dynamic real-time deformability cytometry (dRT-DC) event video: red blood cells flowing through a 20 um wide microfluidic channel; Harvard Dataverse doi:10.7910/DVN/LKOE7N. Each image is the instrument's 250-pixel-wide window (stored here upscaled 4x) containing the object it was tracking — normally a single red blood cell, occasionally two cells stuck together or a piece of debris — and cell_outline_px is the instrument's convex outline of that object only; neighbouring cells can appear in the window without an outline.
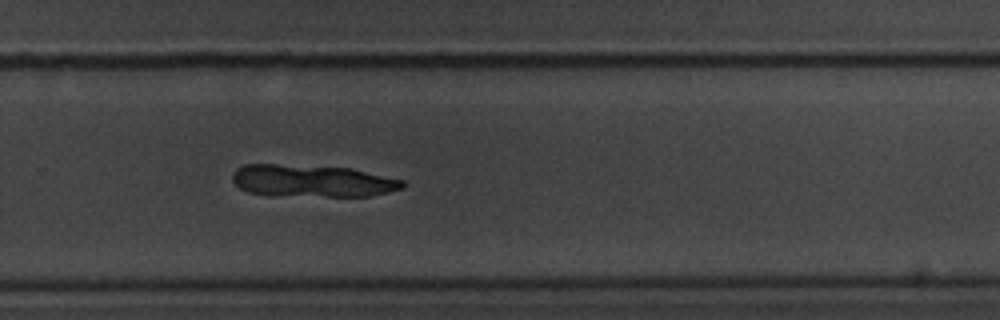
{"species": "common noctule bat (a hibernating species)", "species_latin": "Nyctalus noctula", "temperature_condition": "room temperature", "stored_images_in_passage": 50, "camera_frame_rate_fps": 3000, "um_per_image_px": 0.085, "animal": {"sex": "male", "body_mass_g": 20.1, "forearm_length_mm": 53.5}, "frame": {"image": 1, "passage_image": 32, "time_ms": 10.333, "image_size_px": [1000, 320], "cell_outline_px": [[404, 188], [388, 192], [368, 196], [328, 196], [248, 192], [240, 188], [232, 180], [232, 176], [236, 168], [244, 164], [276, 164], [352, 168], [404, 180]], "centroid_in_image_um": [26.58, 15.35], "position_along_channel_um": 303.2, "area_um2": 31.39}}
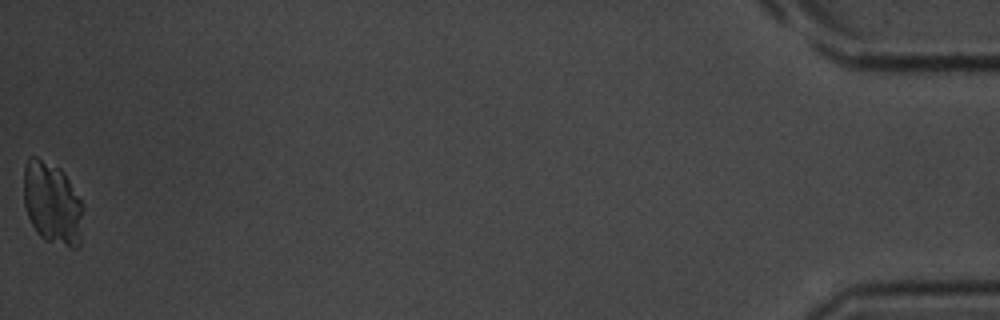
{"frame": {"image": 2, "passage_image": 50, "time_ms": 16.333, "image_size_px": [1000, 320], "cell_outline_px": [[84, 204], [80, 248], [72, 248], [44, 240], [36, 232], [28, 216], [24, 204], [24, 164], [28, 156], [36, 156], [60, 168], [64, 172]], "centroid_in_image_um": [4.46, 17.28], "position_along_channel_um": 430.7, "area_um2": 29.07}}